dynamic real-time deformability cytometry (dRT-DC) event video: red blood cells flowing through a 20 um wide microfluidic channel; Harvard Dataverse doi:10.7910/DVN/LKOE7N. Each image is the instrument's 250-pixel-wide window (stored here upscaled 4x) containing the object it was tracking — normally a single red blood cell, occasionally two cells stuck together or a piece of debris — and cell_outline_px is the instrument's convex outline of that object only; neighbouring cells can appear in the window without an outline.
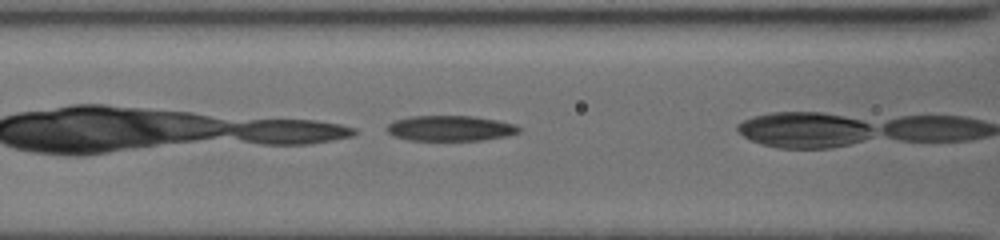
{"species": "common noctule bat (a hibernating species)", "species_latin": "Nyctalus noctula", "temperature_condition": "cold", "stored_images_in_passage": 13, "camera_frame_rate_fps": 3000, "um_per_image_px": 0.085, "animal": {"sex": "female", "body_mass_g": 19.5, "forearm_length_mm": 54.1}, "frame": {"image": 1, "passage_image": 8, "time_ms": 2.667, "image_size_px": [1000, 240], "cell_outline_px": [[520, 132], [508, 136], [484, 140], [412, 140], [396, 136], [388, 132], [388, 124], [396, 120], [412, 116], [476, 116], [516, 124], [520, 128]], "centroid_in_image_um": [38.35, 10.9], "position_along_channel_um": 128.2, "area_um2": 19.42}}